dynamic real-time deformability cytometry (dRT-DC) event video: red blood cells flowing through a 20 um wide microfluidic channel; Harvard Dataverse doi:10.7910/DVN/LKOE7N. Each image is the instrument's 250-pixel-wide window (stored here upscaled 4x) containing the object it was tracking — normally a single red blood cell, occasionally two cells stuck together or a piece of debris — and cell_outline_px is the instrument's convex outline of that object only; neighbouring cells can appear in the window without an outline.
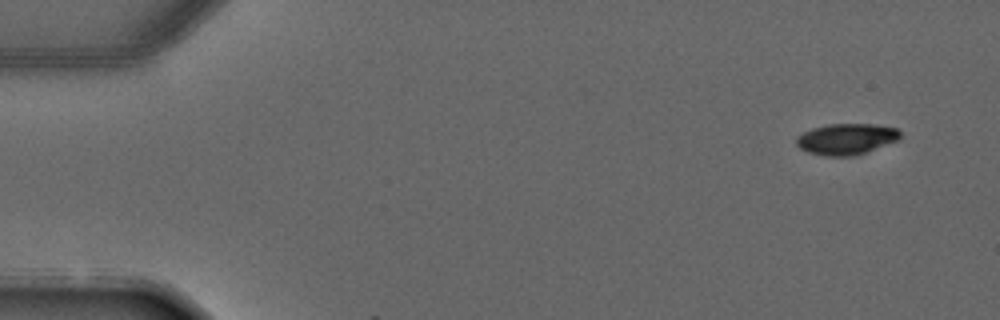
{"species": "common noctule bat (a hibernating species)", "species_latin": "Nyctalus noctula", "temperature_condition": "warm", "stored_images_in_passage": 5, "camera_frame_rate_fps": 3000, "um_per_image_px": 0.085, "animal": {"sex": "male", "forearm_length_mm": 52.5}, "frame": {"image": 1, "passage_image": 1, "time_ms": 0.0, "image_size_px": [1000, 320], "cell_outline_px": [[900, 140], [852, 156], [824, 156], [808, 152], [800, 148], [796, 144], [796, 136], [812, 128], [828, 124], [876, 124], [896, 128], [900, 132]], "centroid_in_image_um": [71.93, 11.81], "position_along_channel_um": 13.1, "area_um2": 18.79}}
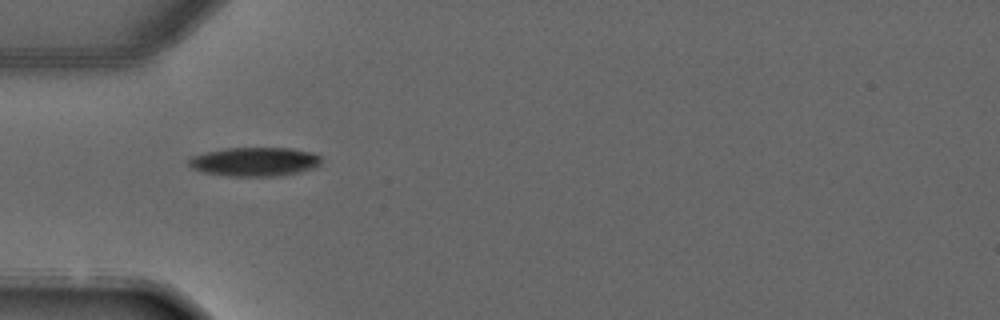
{"frame": {"image": 2, "passage_image": 4, "time_ms": 3.667, "image_size_px": [1000, 320], "cell_outline_px": [[320, 164], [316, 168], [280, 176], [228, 176], [204, 172], [192, 168], [188, 164], [188, 160], [192, 156], [208, 152], [228, 148], [292, 148], [312, 152], [320, 156]], "centroid_in_image_um": [21.68, 13.75], "position_along_channel_um": 63.3, "area_um2": 22.31}}
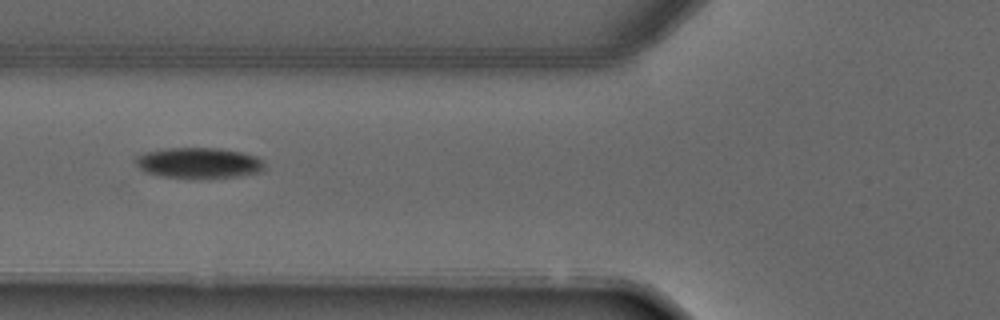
{"frame": {"image": 3, "passage_image": 5, "time_ms": 4.667, "image_size_px": [1000, 320], "cell_outline_px": [[264, 168], [260, 172], [240, 176], [160, 176], [144, 172], [132, 164], [136, 156], [144, 152], [164, 148], [220, 148], [240, 152], [256, 156], [264, 164]], "centroid_in_image_um": [16.81, 13.81], "position_along_channel_um": 109.0, "area_um2": 22.66}}